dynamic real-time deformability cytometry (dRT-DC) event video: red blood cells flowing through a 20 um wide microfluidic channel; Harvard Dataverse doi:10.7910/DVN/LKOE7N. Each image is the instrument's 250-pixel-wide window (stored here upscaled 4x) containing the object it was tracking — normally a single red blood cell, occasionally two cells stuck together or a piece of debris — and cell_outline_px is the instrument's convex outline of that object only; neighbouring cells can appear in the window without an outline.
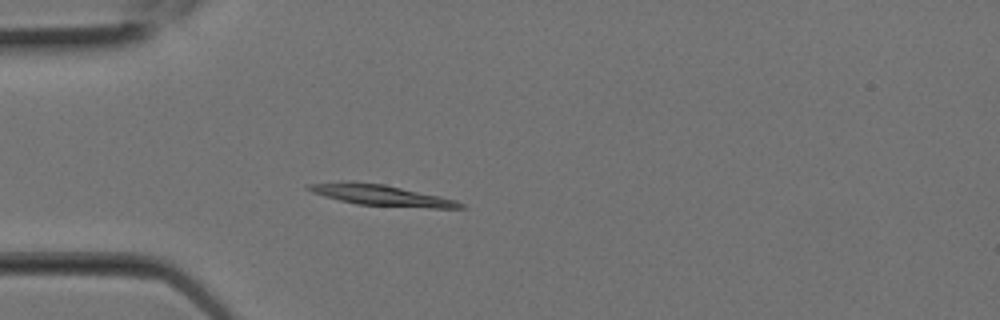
{"species": "Egyptian fruit bat (a non-hibernating species)", "species_latin": "Rousettus aegyptiacus", "temperature_condition": "room temperature", "stored_images_in_passage": 9, "camera_frame_rate_fps": 3000, "um_per_image_px": 0.085, "animal": {"sex": "female"}, "frame": {"image": 1, "passage_image": 6, "time_ms": 1.667, "image_size_px": [1000, 320], "cell_outline_px": [[468, 208], [432, 208], [356, 204], [324, 196], [312, 192], [304, 188], [304, 184], [340, 180], [352, 180], [384, 184], [440, 196], [456, 200], [464, 204]], "centroid_in_image_um": [32.31, 16.56], "position_along_channel_um": 52.7, "area_um2": 18.84}}
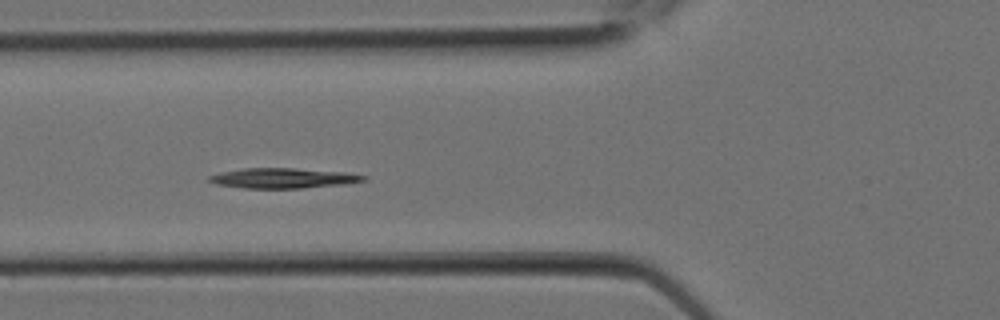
{"frame": {"image": 2, "passage_image": 8, "time_ms": 2.333, "image_size_px": [1000, 320], "cell_outline_px": [[368, 180], [344, 184], [304, 188], [244, 188], [216, 184], [208, 180], [208, 176], [220, 172], [244, 168], [296, 168], [344, 172], [368, 176]], "centroid_in_image_um": [24.08, 15.14], "position_along_channel_um": 101.7, "area_um2": 18.15}}
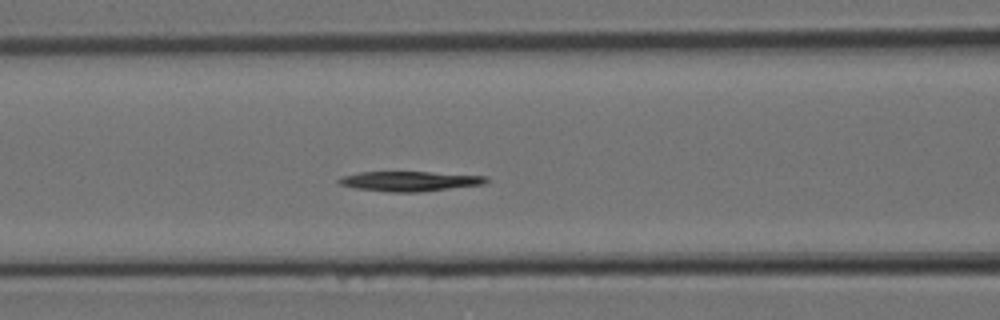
{"frame": {"image": 3, "passage_image": 9, "time_ms": 2.667, "image_size_px": [1000, 320], "cell_outline_px": [[488, 180], [484, 184], [420, 192], [388, 192], [356, 188], [340, 184], [336, 180], [340, 176], [356, 172], [432, 172], [488, 176]], "centroid_in_image_um": [34.79, 15.4], "position_along_channel_um": 131.8, "area_um2": 17.17}}